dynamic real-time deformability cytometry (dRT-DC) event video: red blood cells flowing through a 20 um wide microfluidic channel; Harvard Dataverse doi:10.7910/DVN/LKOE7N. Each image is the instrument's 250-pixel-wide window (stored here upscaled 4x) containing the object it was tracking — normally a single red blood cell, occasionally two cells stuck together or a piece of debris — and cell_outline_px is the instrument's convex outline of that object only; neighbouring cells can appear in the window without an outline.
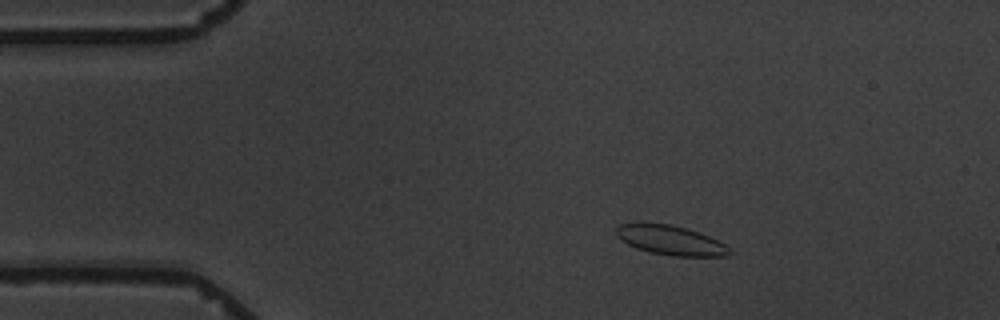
{"species": "common noctule bat (a hibernating species)", "species_latin": "Nyctalus noctula", "temperature_condition": "warm", "stored_images_in_passage": 6, "segment_of_instrument_passage": [1, 2], "camera_frame_rate_fps": 3000, "um_per_image_px": 0.085, "animal": {"sex": "male", "body_mass_g": 19.5, "forearm_length_mm": 54.6}, "frame": {"image": 1, "passage_image": 3, "time_ms": 2.333, "image_size_px": [1000, 320], "cell_outline_px": [[732, 252], [728, 256], [672, 256], [652, 252], [636, 248], [628, 244], [616, 236], [616, 228], [620, 224], [672, 224], [688, 228], [700, 232], [724, 244]], "centroid_in_image_um": [57.02, 20.43], "position_along_channel_um": 28.0, "area_um2": 19.19}}